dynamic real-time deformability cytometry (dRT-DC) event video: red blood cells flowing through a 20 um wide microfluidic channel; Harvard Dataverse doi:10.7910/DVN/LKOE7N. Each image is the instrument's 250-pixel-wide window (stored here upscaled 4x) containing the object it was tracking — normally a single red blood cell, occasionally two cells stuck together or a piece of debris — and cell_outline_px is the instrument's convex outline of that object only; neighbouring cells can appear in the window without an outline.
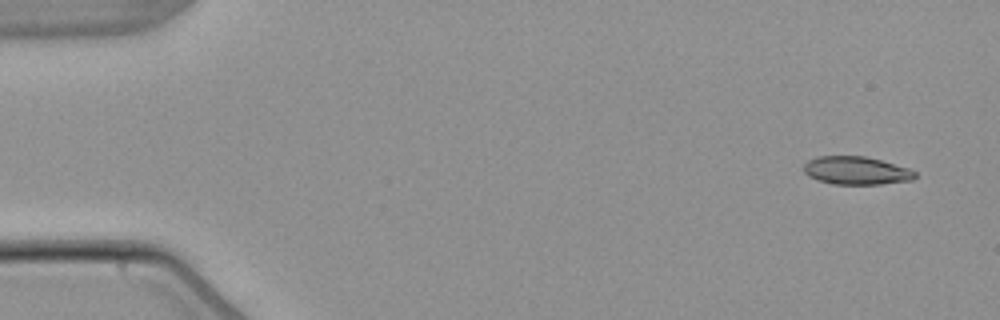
{"species": "common noctule bat (a hibernating species)", "species_latin": "Nyctalus noctula", "temperature_condition": "warm", "stored_images_in_passage": 6, "camera_frame_rate_fps": 3000, "um_per_image_px": 0.085, "animal": {"sex": "male", "body_mass_g": 21.5, "forearm_length_mm": 52.0}, "frame": {"image": 1, "passage_image": 1, "time_ms": 0.0, "image_size_px": [1000, 320], "cell_outline_px": [[916, 176], [912, 180], [880, 184], [832, 184], [816, 180], [808, 176], [804, 172], [804, 164], [808, 160], [816, 156], [864, 156], [880, 160], [908, 168], [916, 172]], "centroid_in_image_um": [72.74, 14.5], "position_along_channel_um": 12.3, "area_um2": 18.21}}
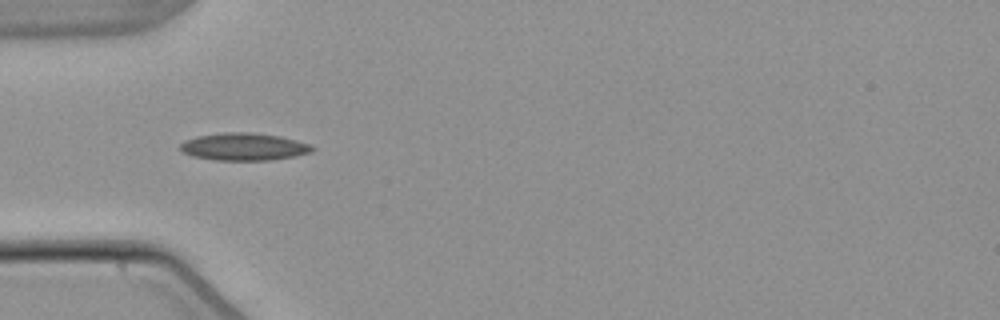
{"frame": {"image": 2, "passage_image": 4, "time_ms": 4.667, "image_size_px": [1000, 320], "cell_outline_px": [[316, 148], [312, 152], [292, 156], [268, 160], [216, 160], [192, 156], [184, 152], [180, 148], [180, 144], [184, 140], [200, 136], [224, 132], [252, 132], [280, 136], [296, 140], [308, 144]], "centroid_in_image_um": [20.73, 12.46], "position_along_channel_um": 64.3, "area_um2": 20.92}}
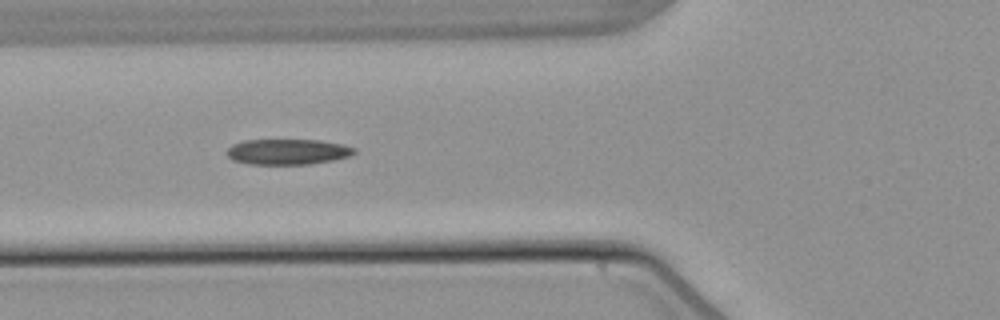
{"frame": {"image": 3, "passage_image": 5, "time_ms": 5.667, "image_size_px": [1000, 320], "cell_outline_px": [[356, 152], [352, 156], [332, 160], [308, 164], [252, 164], [232, 160], [224, 152], [232, 144], [244, 140], [320, 140], [344, 144], [356, 148]], "centroid_in_image_um": [24.46, 12.89], "position_along_channel_um": 101.3, "area_um2": 19.13}}